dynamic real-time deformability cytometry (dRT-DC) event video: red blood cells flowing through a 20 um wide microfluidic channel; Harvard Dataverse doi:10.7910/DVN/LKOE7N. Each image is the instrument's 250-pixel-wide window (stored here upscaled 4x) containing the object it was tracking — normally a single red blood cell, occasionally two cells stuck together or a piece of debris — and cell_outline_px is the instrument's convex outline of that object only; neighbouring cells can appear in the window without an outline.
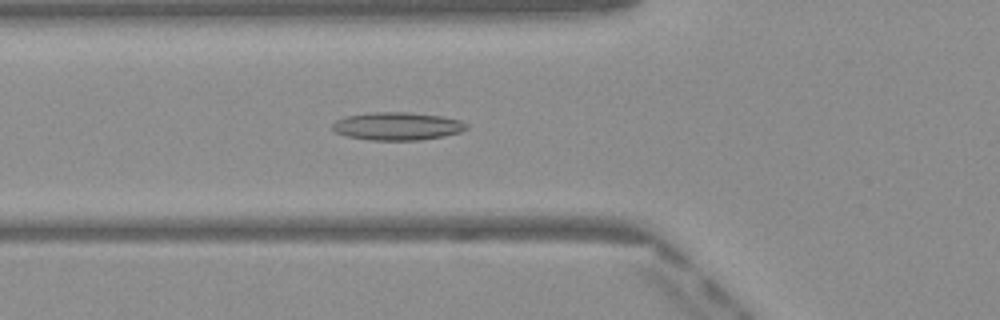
{"species": "Egyptian fruit bat (a non-hibernating species)", "species_latin": "Rousettus aegyptiacus", "temperature_condition": "warm", "stored_images_in_passage": 50, "camera_frame_rate_fps": 3000, "um_per_image_px": 0.085, "frame": {"image": 1, "passage_image": 18, "time_ms": 5.667, "image_size_px": [1000, 320], "cell_outline_px": [[468, 128], [460, 132], [444, 136], [420, 140], [372, 140], [348, 136], [336, 132], [332, 128], [332, 124], [336, 120], [348, 116], [368, 112], [408, 112], [444, 116], [460, 120], [468, 124]], "centroid_in_image_um": [33.81, 10.72], "position_along_channel_um": 92.0, "area_um2": 21.85}}
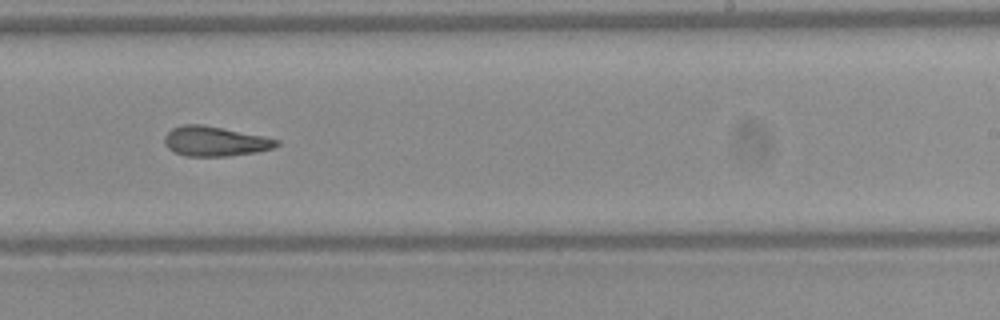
{"frame": {"image": 2, "passage_image": 31, "time_ms": 10.0, "image_size_px": [1000, 320], "cell_outline_px": [[280, 144], [272, 148], [256, 152], [228, 156], [184, 156], [168, 148], [164, 144], [164, 136], [172, 128], [184, 124], [200, 124], [264, 136], [280, 140]], "centroid_in_image_um": [18.26, 12.01], "position_along_channel_um": 270.7, "area_um2": 19.36}}
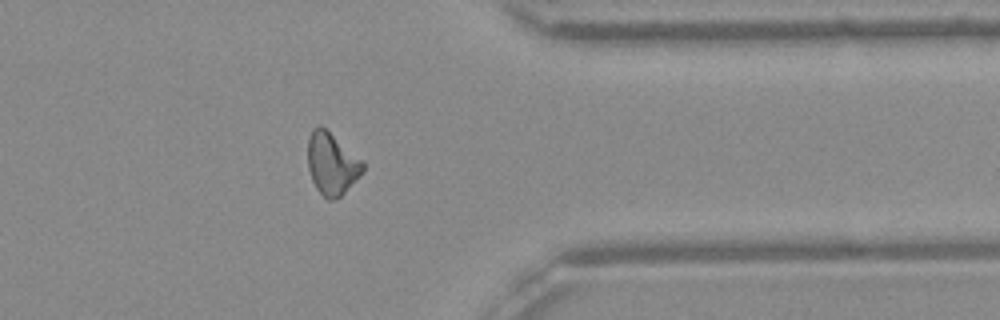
{"frame": {"image": 3, "passage_image": 40, "time_ms": 13.0, "image_size_px": [1000, 320], "cell_outline_px": [[364, 168], [344, 192], [340, 196], [332, 200], [328, 200], [316, 188], [312, 180], [308, 168], [308, 140], [312, 128], [320, 124], [360, 160], [364, 164]], "centroid_in_image_um": [28.14, 13.91], "position_along_channel_um": 383.3, "area_um2": 19.13}, "authors_computed_cell_mechanics": {"area_um2": 19.8254, "velocity_mm_per_s": 4.1056, "shape_relaxation_time_tau1_ms": null, "shape_relaxation_time_tau2_ms": 2.8021, "deformation_change_tau1": null, "deformation_change_tau2": 0.115}}